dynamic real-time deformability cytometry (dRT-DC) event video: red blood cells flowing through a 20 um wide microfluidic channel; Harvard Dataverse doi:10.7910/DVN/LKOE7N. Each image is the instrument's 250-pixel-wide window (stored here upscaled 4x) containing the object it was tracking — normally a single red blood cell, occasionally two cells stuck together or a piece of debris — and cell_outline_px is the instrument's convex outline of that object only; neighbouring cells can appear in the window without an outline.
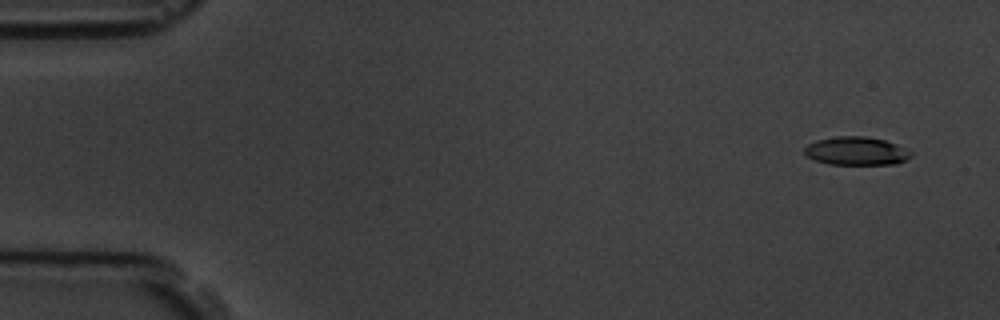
{"species": "common noctule bat (a hibernating species)", "species_latin": "Nyctalus noctula", "temperature_condition": "room temperature", "stored_images_in_passage": 4, "camera_frame_rate_fps": 3000, "um_per_image_px": 0.085, "animal": {"sex": "male", "body_mass_g": 19.5, "forearm_length_mm": 54.6}, "frame": {"image": 1, "passage_image": 1, "time_ms": 0.0, "image_size_px": [1000, 320], "cell_outline_px": [[912, 156], [896, 164], [828, 164], [804, 156], [804, 148], [808, 144], [816, 140], [836, 136], [864, 136], [884, 140], [896, 144], [912, 152]], "centroid_in_image_um": [72.75, 12.83], "position_along_channel_um": 12.2, "area_um2": 17.57}}
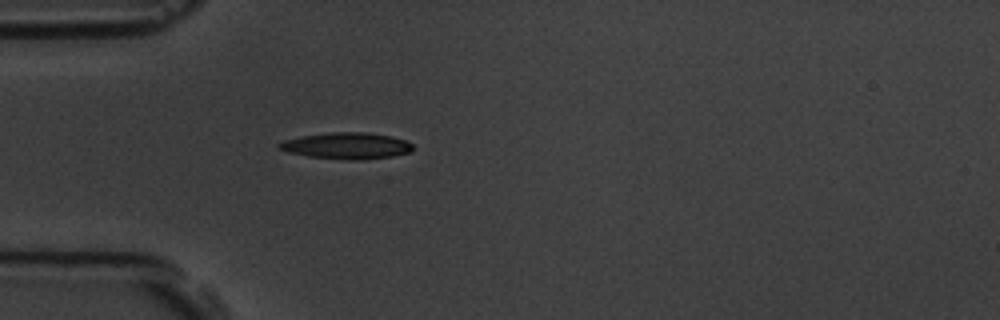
{"frame": {"image": 2, "passage_image": 4, "time_ms": 4.333, "image_size_px": [1000, 320], "cell_outline_px": [[412, 152], [392, 156], [364, 160], [348, 160], [308, 156], [288, 152], [276, 148], [276, 144], [284, 140], [300, 136], [328, 132], [364, 132], [392, 136], [404, 140], [412, 144]], "centroid_in_image_um": [29.44, 12.39], "position_along_channel_um": 55.6, "area_um2": 20.75}}